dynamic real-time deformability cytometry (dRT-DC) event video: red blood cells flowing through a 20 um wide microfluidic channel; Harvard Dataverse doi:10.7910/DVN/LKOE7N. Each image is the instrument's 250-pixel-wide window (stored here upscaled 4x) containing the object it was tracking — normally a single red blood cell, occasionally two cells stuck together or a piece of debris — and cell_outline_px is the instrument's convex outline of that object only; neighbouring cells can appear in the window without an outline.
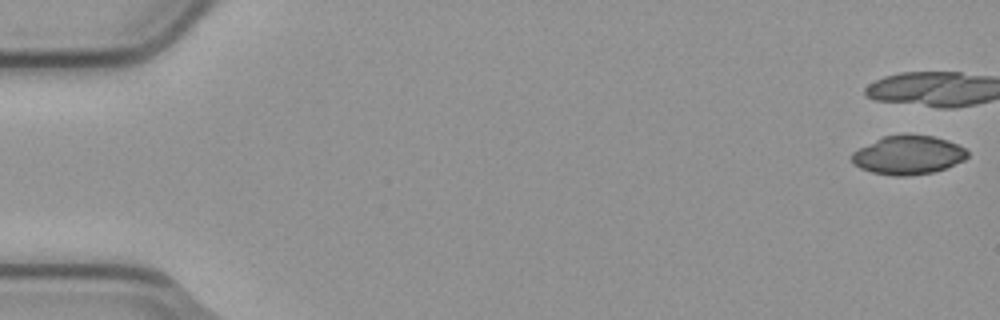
{"species": "common noctule bat (a hibernating species)", "species_latin": "Nyctalus noctula", "temperature_condition": "cold", "stored_images_in_passage": 6, "camera_frame_rate_fps": 3000, "um_per_image_px": 0.085, "animal": {"sex": "male", "body_mass_g": 23.1, "forearm_length_mm": 52.7}, "frame": {"image": 1, "passage_image": 1, "time_ms": 0.0, "image_size_px": [1000, 320], "cell_outline_px": [[968, 156], [964, 160], [944, 168], [932, 172], [908, 176], [892, 176], [872, 172], [860, 168], [852, 164], [852, 152], [884, 136], [900, 132], [904, 132], [932, 136], [948, 140], [964, 148], [968, 152]], "centroid_in_image_um": [77.18, 13.15], "position_along_channel_um": 7.8, "area_um2": 26.36}}